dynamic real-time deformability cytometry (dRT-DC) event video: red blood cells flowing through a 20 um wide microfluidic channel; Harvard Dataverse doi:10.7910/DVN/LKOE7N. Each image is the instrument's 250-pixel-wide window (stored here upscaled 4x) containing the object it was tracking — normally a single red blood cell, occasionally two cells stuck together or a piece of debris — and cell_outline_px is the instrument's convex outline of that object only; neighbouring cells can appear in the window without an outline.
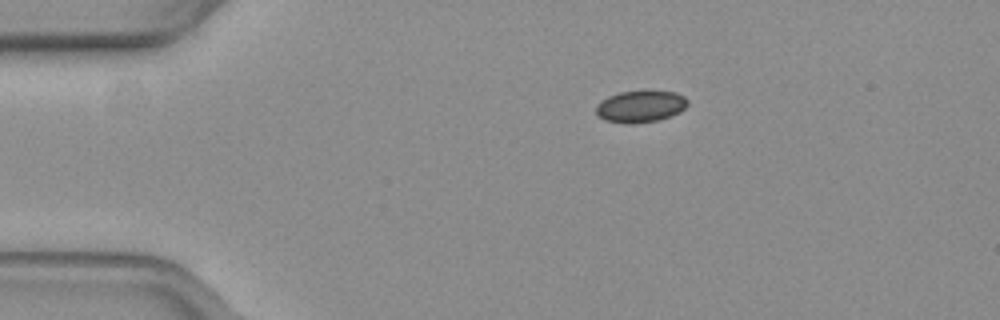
{"species": "common noctule bat (a hibernating species)", "species_latin": "Nyctalus noctula", "temperature_condition": "warm", "stored_images_in_passage": 44, "camera_frame_rate_fps": 3000, "um_per_image_px": 0.085, "animal": {"sex": "female", "body_mass_g": 19.3, "forearm_length_mm": 54.1}, "frame": {"image": 1, "passage_image": 1, "time_ms": 0.0, "image_size_px": [1000, 320], "cell_outline_px": [[688, 104], [680, 112], [672, 116], [660, 120], [632, 124], [628, 124], [604, 120], [596, 112], [596, 104], [600, 100], [608, 96], [620, 92], [676, 92], [684, 96], [688, 100]], "centroid_in_image_um": [54.44, 9.07], "position_along_channel_um": 30.6, "area_um2": 16.94}}
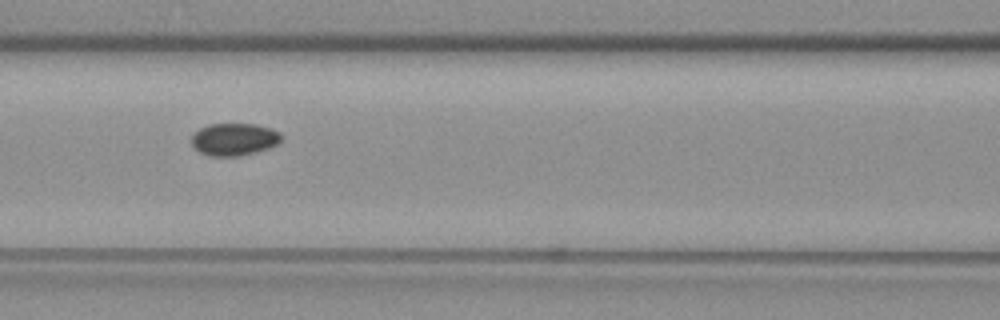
{"frame": {"image": 2, "passage_image": 14, "time_ms": 4.333, "image_size_px": [1000, 320], "cell_outline_px": [[284, 136], [276, 144], [268, 148], [256, 152], [236, 156], [208, 156], [200, 152], [192, 144], [192, 136], [200, 128], [208, 124], [256, 124], [272, 128], [280, 132]], "centroid_in_image_um": [19.93, 11.83], "position_along_channel_um": 146.7, "area_um2": 16.94}}
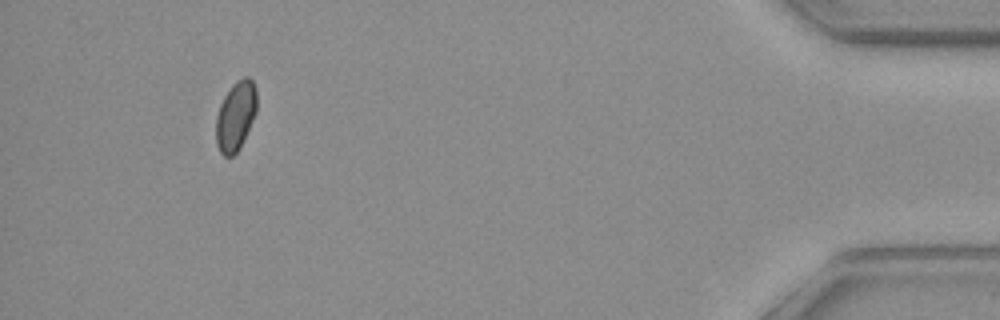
{"frame": {"image": 3, "passage_image": 40, "time_ms": 13.0, "image_size_px": [1000, 320], "cell_outline_px": [[256, 112], [244, 140], [240, 148], [232, 156], [224, 156], [220, 152], [216, 144], [216, 116], [220, 104], [224, 96], [232, 84], [236, 80], [244, 76], [248, 76], [252, 80], [256, 88]], "centroid_in_image_um": [20.03, 9.84], "position_along_channel_um": 415.2, "area_um2": 16.59}, "authors_computed_cell_mechanics": {"area_um2": 16.9354, "velocity_mm_per_s": 3.9163, "shape_relaxation_time_tau1_ms": null, "shape_relaxation_time_tau2_ms": 3.0187, "deformation_change_tau1": null, "deformation_change_tau2": 0.0376}}